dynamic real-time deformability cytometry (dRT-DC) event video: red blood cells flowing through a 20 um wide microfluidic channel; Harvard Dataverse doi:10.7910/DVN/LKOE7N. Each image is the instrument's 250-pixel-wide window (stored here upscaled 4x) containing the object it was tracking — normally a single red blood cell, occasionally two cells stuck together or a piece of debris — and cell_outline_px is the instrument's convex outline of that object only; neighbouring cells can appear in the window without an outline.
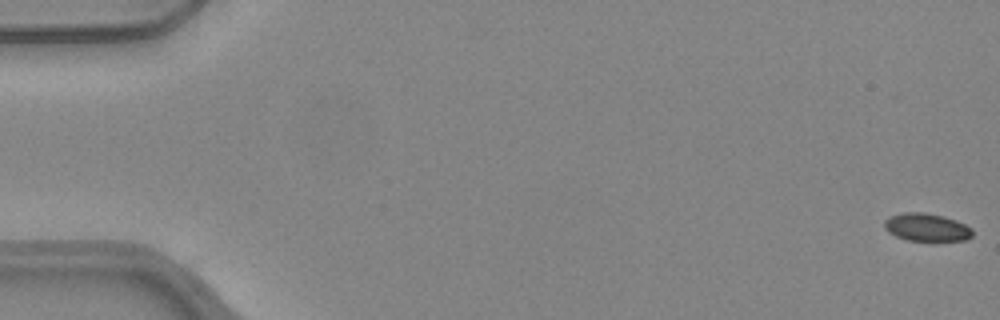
{"species": "common noctule bat (a hibernating species)", "species_latin": "Nyctalus noctula", "temperature_condition": "warm", "stored_images_in_passage": 7, "camera_frame_rate_fps": 3000, "um_per_image_px": 0.085, "animal": {"sex": "female", "body_mass_g": 24.6, "forearm_length_mm": 56.2}, "frame": {"image": 1, "passage_image": 1, "time_ms": 0.0, "image_size_px": [1000, 320], "cell_outline_px": [[972, 236], [964, 240], [908, 240], [896, 236], [888, 232], [884, 228], [884, 220], [888, 216], [904, 212], [924, 212], [944, 216], [956, 220], [972, 228]], "centroid_in_image_um": [78.73, 19.3], "position_along_channel_um": 6.3, "area_um2": 14.28}}